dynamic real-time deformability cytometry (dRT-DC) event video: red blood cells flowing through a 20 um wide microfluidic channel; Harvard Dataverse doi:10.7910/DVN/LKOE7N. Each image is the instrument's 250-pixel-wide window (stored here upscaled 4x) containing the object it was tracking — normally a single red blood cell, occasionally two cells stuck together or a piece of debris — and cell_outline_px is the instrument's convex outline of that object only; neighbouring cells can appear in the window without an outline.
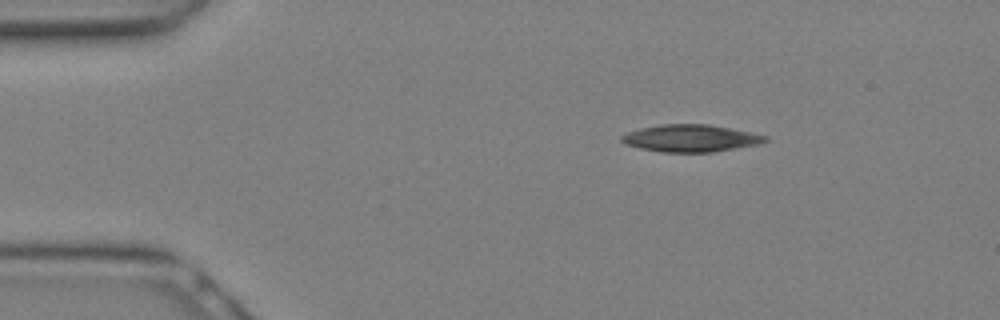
{"species": "Egyptian fruit bat (a non-hibernating species)", "species_latin": "Rousettus aegyptiacus", "temperature_condition": "warm", "stored_images_in_passage": 10, "camera_frame_rate_fps": 3000, "um_per_image_px": 0.085, "animal": {"sex": "female"}, "frame": {"image": 1, "passage_image": 1, "time_ms": 0.0, "image_size_px": [1000, 320], "cell_outline_px": [[768, 140], [760, 144], [712, 152], [660, 152], [640, 148], [624, 144], [620, 140], [620, 136], [628, 132], [640, 128], [660, 124], [708, 124], [752, 132], [768, 136]], "centroid_in_image_um": [58.7, 11.75], "position_along_channel_um": 26.3, "area_um2": 22.89}}
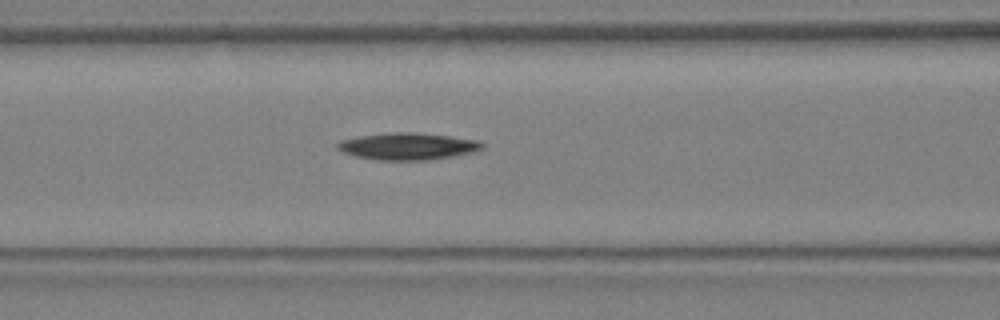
{"frame": {"image": 2, "passage_image": 8, "time_ms": 2.333, "image_size_px": [1000, 320], "cell_outline_px": [[484, 148], [476, 152], [428, 160], [376, 160], [356, 156], [344, 152], [336, 148], [336, 144], [340, 140], [360, 136], [388, 132], [412, 132], [448, 136], [480, 140], [484, 144]], "centroid_in_image_um": [34.68, 12.43], "position_along_channel_um": 131.9, "area_um2": 22.83}}
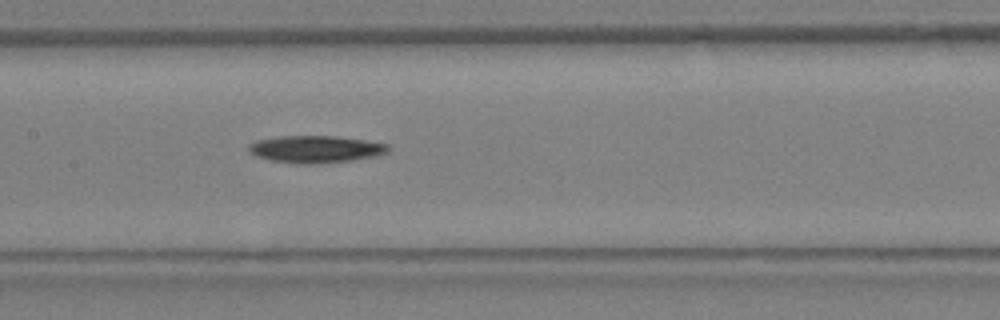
{"frame": {"image": 3, "passage_image": 10, "time_ms": 3.0, "image_size_px": [1000, 320], "cell_outline_px": [[388, 152], [372, 156], [352, 160], [312, 164], [300, 164], [272, 160], [256, 156], [248, 152], [248, 144], [256, 140], [280, 136], [336, 136], [364, 140], [388, 144]], "centroid_in_image_um": [26.77, 12.67], "position_along_channel_um": 180.6, "area_um2": 21.91}}